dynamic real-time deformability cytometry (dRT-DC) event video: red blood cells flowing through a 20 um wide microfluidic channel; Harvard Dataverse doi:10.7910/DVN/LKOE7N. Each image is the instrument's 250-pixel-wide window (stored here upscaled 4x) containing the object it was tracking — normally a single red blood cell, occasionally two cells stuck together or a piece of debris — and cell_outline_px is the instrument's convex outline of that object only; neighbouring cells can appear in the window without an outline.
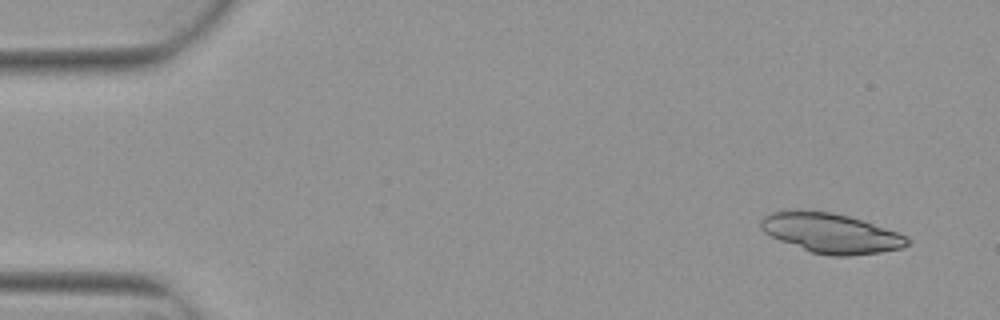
{"species": "Egyptian fruit bat (a non-hibernating species)", "species_latin": "Rousettus aegyptiacus", "temperature_condition": "warm", "stored_images_in_passage": 4, "camera_frame_rate_fps": 3000, "um_per_image_px": 0.085, "animal": {"sex": "female"}, "frame": {"image": 1, "passage_image": 1, "time_ms": 0.0, "image_size_px": [1000, 320], "cell_outline_px": [[912, 240], [908, 244], [900, 248], [880, 252], [848, 256], [828, 256], [812, 252], [780, 240], [764, 232], [760, 228], [760, 220], [764, 216], [772, 212], [832, 212], [864, 220], [908, 236]], "centroid_in_image_um": [70.68, 19.84], "position_along_channel_um": 14.3, "area_um2": 33.35}}